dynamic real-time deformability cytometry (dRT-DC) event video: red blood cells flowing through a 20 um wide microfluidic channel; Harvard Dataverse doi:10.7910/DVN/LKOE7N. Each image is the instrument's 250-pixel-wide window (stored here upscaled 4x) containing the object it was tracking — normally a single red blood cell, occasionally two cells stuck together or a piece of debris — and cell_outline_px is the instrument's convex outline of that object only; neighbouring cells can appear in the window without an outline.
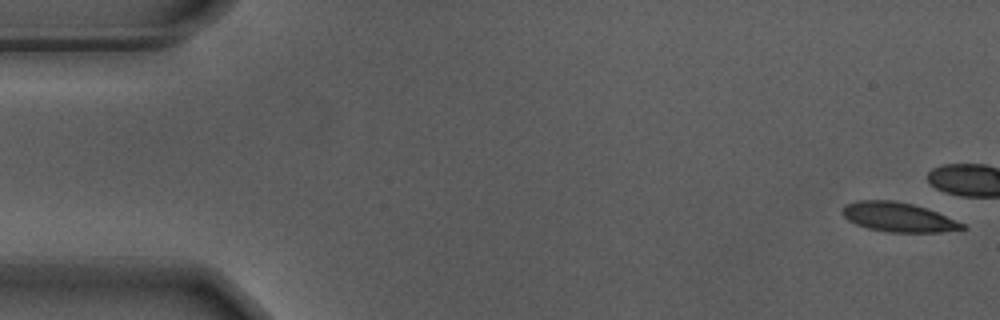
{"species": "Egyptian fruit bat (a non-hibernating species)", "species_latin": "Rousettus aegyptiacus", "temperature_condition": "warm", "stored_images_in_passage": 44, "camera_frame_rate_fps": 3000, "um_per_image_px": 0.085, "animal": {"sex": "male"}, "frame": {"image": 1, "passage_image": 1, "time_ms": 0.0, "image_size_px": [1000, 320], "cell_outline_px": [[968, 228], [940, 232], [888, 232], [868, 228], [856, 224], [848, 220], [840, 212], [844, 204], [860, 200], [892, 200], [912, 204], [936, 212], [964, 224]], "centroid_in_image_um": [76.3, 18.45], "position_along_channel_um": 8.7, "area_um2": 20.35}}
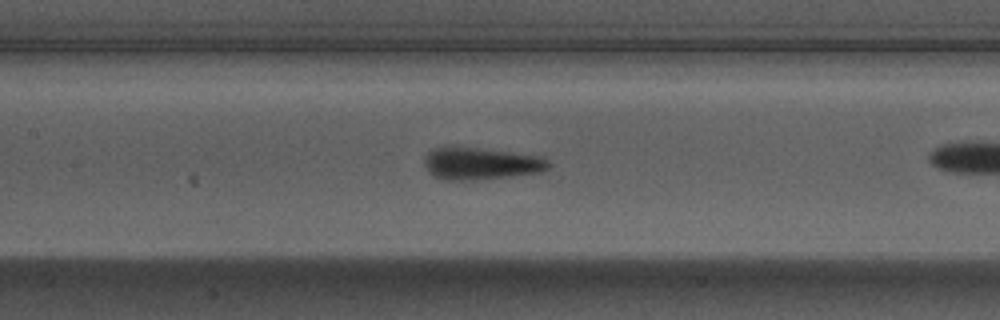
{"frame": {"image": 2, "passage_image": 25, "time_ms": 8.0, "image_size_px": [1000, 320], "cell_outline_px": [[552, 164], [548, 168], [540, 172], [512, 176], [476, 180], [440, 180], [432, 176], [428, 172], [424, 164], [424, 156], [432, 148], [472, 148], [544, 156]], "centroid_in_image_um": [40.86, 13.93], "position_along_channel_um": 166.5, "area_um2": 23.24}}
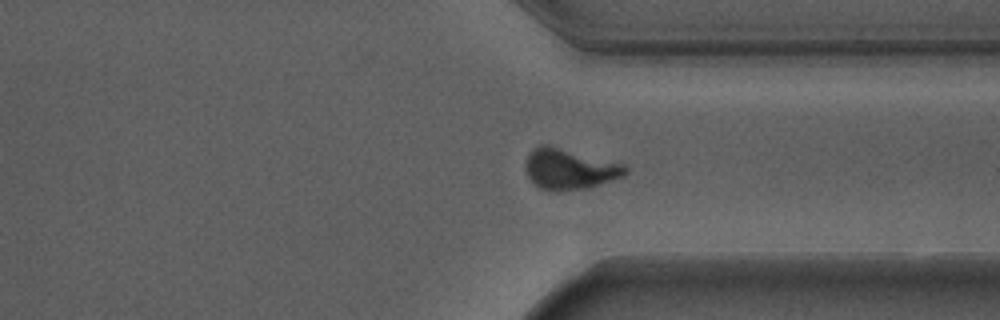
{"frame": {"image": 3, "passage_image": 41, "time_ms": 13.333, "image_size_px": [1000, 320], "cell_outline_px": [[628, 172], [624, 176], [588, 188], [552, 192], [540, 188], [528, 176], [524, 164], [532, 148], [540, 144], [548, 144], [624, 164], [628, 168]], "centroid_in_image_um": [48.4, 14.36], "position_along_channel_um": 363.0, "area_um2": 23.81}}